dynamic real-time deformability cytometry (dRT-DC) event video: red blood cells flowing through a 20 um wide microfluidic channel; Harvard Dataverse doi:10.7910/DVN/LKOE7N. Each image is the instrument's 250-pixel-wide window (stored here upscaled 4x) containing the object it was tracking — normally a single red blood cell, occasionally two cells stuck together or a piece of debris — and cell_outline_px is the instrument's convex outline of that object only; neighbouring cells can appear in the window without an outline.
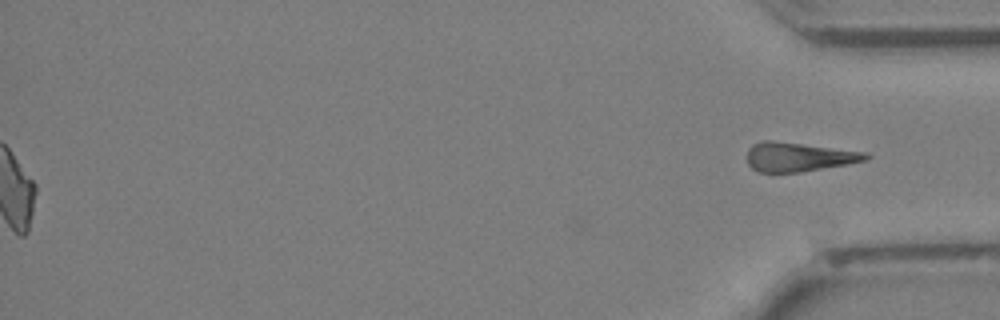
{"species": "Egyptian fruit bat (a non-hibernating species)", "species_latin": "Rousettus aegyptiacus", "temperature_condition": "cold", "stored_images_in_passage": 37, "segment_of_instrument_passage": [2, 2], "camera_frame_rate_fps": 3000, "um_per_image_px": 0.085, "animal": {"sex": "female"}, "frame": {"image": 1, "passage_image": 37, "time_ms": 12.0, "image_size_px": [1000, 320], "cell_outline_px": [[872, 156], [868, 160], [848, 164], [800, 172], [760, 172], [752, 168], [748, 164], [748, 148], [752, 144], [760, 140], [772, 140], [868, 152]], "centroid_in_image_um": [67.91, 13.33], "position_along_channel_um": 367.3, "area_um2": 20.29}}